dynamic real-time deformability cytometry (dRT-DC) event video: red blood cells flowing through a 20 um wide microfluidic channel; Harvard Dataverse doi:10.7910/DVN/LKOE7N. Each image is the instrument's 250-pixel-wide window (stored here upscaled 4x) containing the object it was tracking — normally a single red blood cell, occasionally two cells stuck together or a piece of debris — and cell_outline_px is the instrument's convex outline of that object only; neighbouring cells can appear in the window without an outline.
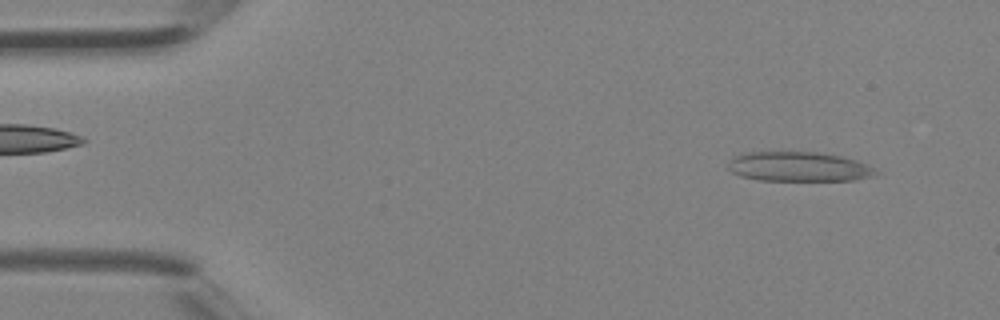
{"species": "Egyptian fruit bat (a non-hibernating species)", "species_latin": "Rousettus aegyptiacus", "temperature_condition": "room temperature", "stored_images_in_passage": 2, "camera_frame_rate_fps": 3000, "um_per_image_px": 0.085, "animal": {"sex": "female"}, "frame": {"image": 1, "passage_image": 2, "time_ms": 0.333, "image_size_px": [1000, 320], "cell_outline_px": [[880, 172], [872, 176], [856, 180], [756, 180], [740, 176], [732, 172], [728, 168], [728, 160], [732, 156], [744, 152], [816, 152], [840, 156], [856, 160], [868, 164], [876, 168]], "centroid_in_image_um": [67.87, 14.16], "position_along_channel_um": 17.1, "area_um2": 25.72}}